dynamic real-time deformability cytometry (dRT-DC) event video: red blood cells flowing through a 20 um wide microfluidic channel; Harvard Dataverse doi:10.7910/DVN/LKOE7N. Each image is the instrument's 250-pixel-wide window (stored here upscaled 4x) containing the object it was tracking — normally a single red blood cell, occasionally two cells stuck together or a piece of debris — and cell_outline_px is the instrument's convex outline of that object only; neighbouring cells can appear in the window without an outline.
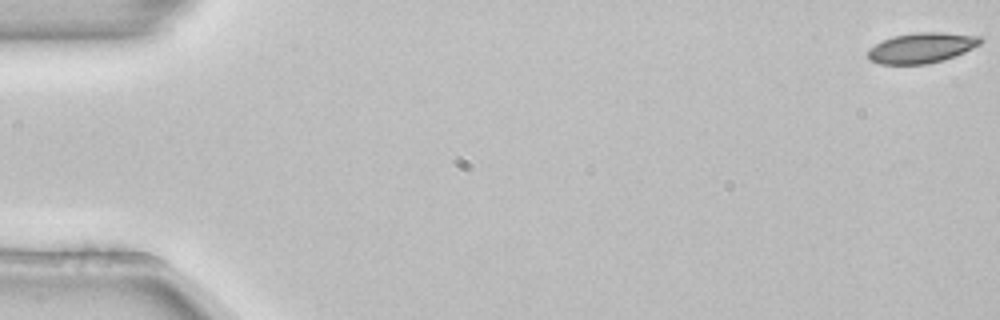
{"species": "common noctule bat (a hibernating species)", "species_latin": "Nyctalus noctula", "temperature_condition": "room temperature", "stored_images_in_passage": 54, "camera_frame_rate_fps": 3000, "um_per_image_px": 0.085, "animal": {"sex": "female", "body_mass_g": 22.7, "forearm_length_mm": 54.2}, "frame": {"image": 1, "passage_image": 1, "time_ms": 0.0, "image_size_px": [1000, 320], "cell_outline_px": [[984, 40], [980, 44], [964, 52], [944, 60], [928, 64], [880, 64], [868, 60], [868, 48], [892, 36], [916, 32], [944, 32], [980, 36]], "centroid_in_image_um": [78.33, 4.06], "position_along_channel_um": 6.7, "area_um2": 20.0}}
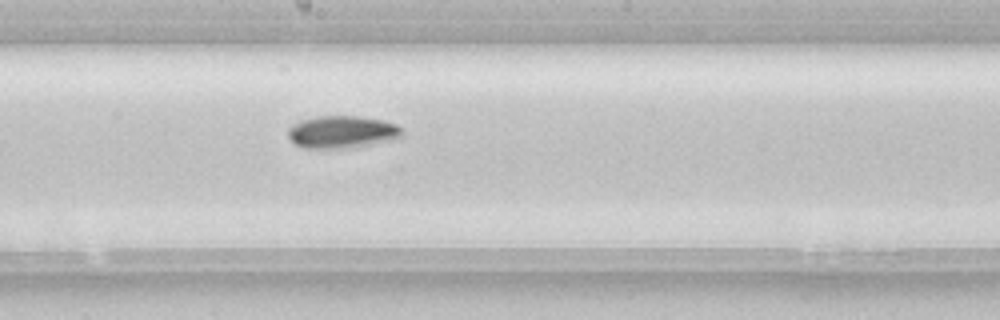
{"frame": {"image": 2, "passage_image": 30, "time_ms": 9.667, "image_size_px": [1000, 320], "cell_outline_px": [[404, 136], [392, 140], [372, 144], [344, 148], [304, 148], [296, 144], [288, 136], [288, 128], [292, 124], [300, 120], [316, 116], [360, 116], [384, 120], [396, 124], [404, 132]], "centroid_in_image_um": [29.09, 11.2], "position_along_channel_um": 219.1, "area_um2": 21.68}}
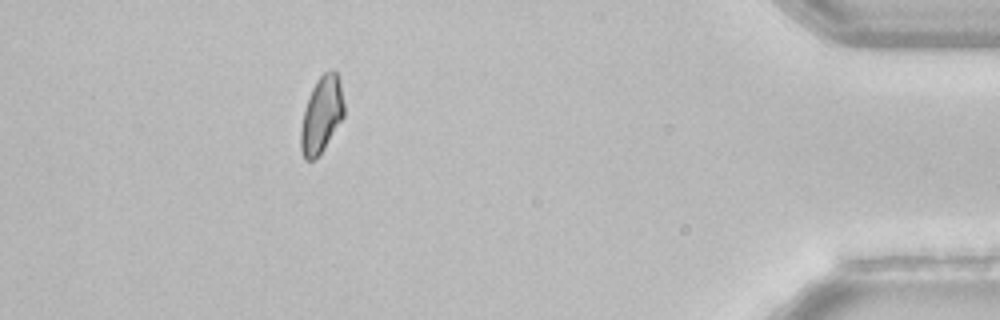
{"frame": {"image": 3, "passage_image": 49, "time_ms": 16.0, "image_size_px": [1000, 320], "cell_outline_px": [[344, 116], [324, 148], [312, 160], [304, 160], [300, 148], [300, 128], [304, 108], [308, 96], [316, 80], [324, 72], [332, 68], [336, 72], [340, 80], [344, 104]], "centroid_in_image_um": [27.32, 9.72], "position_along_channel_um": 407.9, "area_um2": 19.36}, "authors_computed_cell_mechanics": {"area_um2": 20.519, "velocity_mm_per_s": 3.8427, "shape_relaxation_time_tau1_ms": 4.108, "shape_relaxation_time_tau2_ms": null, "deformation_change_tau1": 0.1108, "deformation_change_tau2": null}}